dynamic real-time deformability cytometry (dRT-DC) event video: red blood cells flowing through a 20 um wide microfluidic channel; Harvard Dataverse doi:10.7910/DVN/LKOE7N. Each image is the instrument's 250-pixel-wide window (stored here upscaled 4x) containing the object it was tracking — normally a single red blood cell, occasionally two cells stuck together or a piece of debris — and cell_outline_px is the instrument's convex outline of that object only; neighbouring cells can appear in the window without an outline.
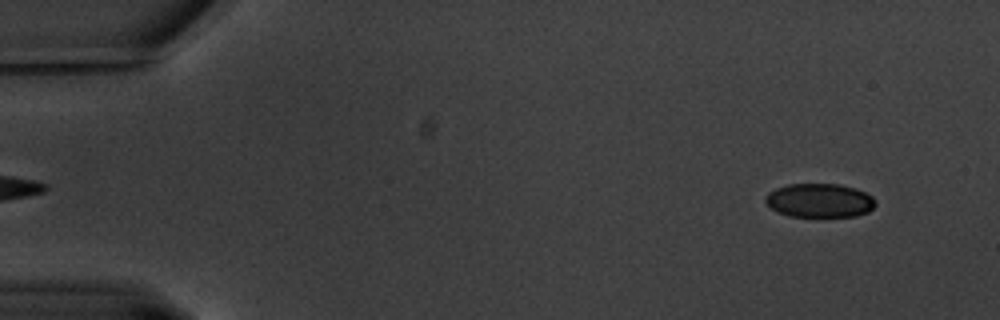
{"species": "common noctule bat (a hibernating species)", "species_latin": "Nyctalus noctula", "temperature_condition": "warm", "stored_images_in_passage": 61, "camera_frame_rate_fps": 3000, "um_per_image_px": 0.085, "animal": {"sex": "male", "body_mass_g": 20.1, "forearm_length_mm": 53.5}, "frame": {"image": 1, "passage_image": 5, "time_ms": 1.333, "image_size_px": [1000, 320], "cell_outline_px": [[876, 204], [868, 212], [856, 216], [788, 216], [776, 212], [764, 200], [764, 196], [768, 192], [776, 188], [788, 184], [840, 184], [856, 188], [872, 196], [876, 200]], "centroid_in_image_um": [69.65, 17.03], "position_along_channel_um": 15.3, "area_um2": 21.85}}
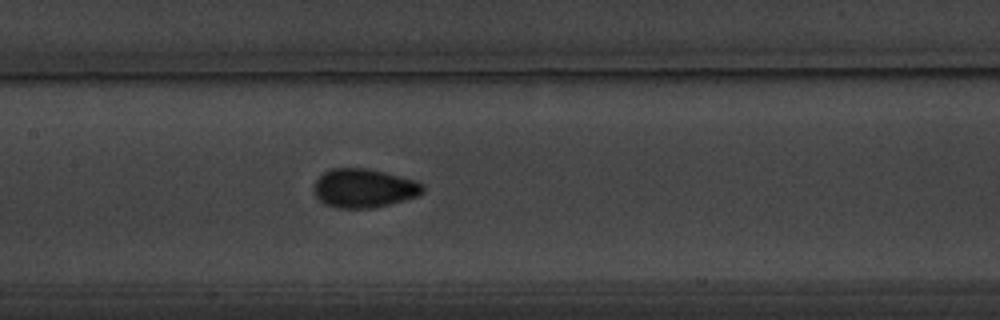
{"frame": {"image": 2, "passage_image": 30, "time_ms": 9.667, "image_size_px": [1000, 320], "cell_outline_px": [[424, 192], [416, 196], [404, 200], [372, 208], [336, 208], [324, 204], [312, 192], [312, 184], [324, 172], [332, 168], [364, 168], [384, 172], [416, 180], [424, 184]], "centroid_in_image_um": [30.9, 15.99], "position_along_channel_um": 176.5, "area_um2": 24.8}}
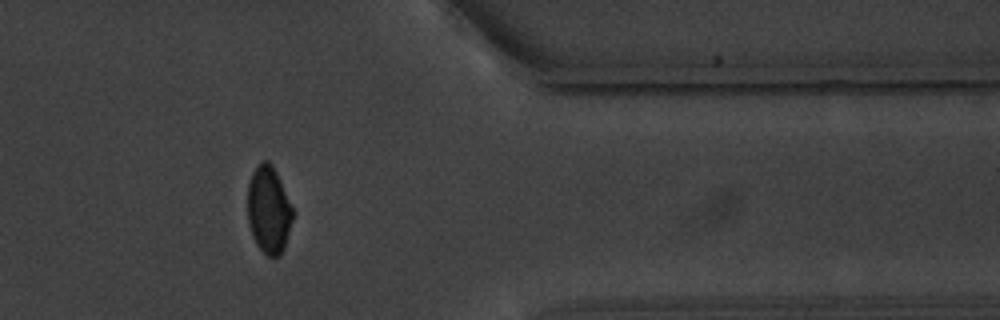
{"frame": {"image": 3, "passage_image": 51, "time_ms": 16.667, "image_size_px": [1000, 320], "cell_outline_px": [[296, 212], [284, 248], [280, 256], [268, 256], [256, 244], [252, 236], [248, 224], [248, 184], [252, 172], [256, 164], [260, 160], [268, 160], [272, 164]], "centroid_in_image_um": [22.86, 17.81], "position_along_channel_um": 388.5, "area_um2": 23.47}}